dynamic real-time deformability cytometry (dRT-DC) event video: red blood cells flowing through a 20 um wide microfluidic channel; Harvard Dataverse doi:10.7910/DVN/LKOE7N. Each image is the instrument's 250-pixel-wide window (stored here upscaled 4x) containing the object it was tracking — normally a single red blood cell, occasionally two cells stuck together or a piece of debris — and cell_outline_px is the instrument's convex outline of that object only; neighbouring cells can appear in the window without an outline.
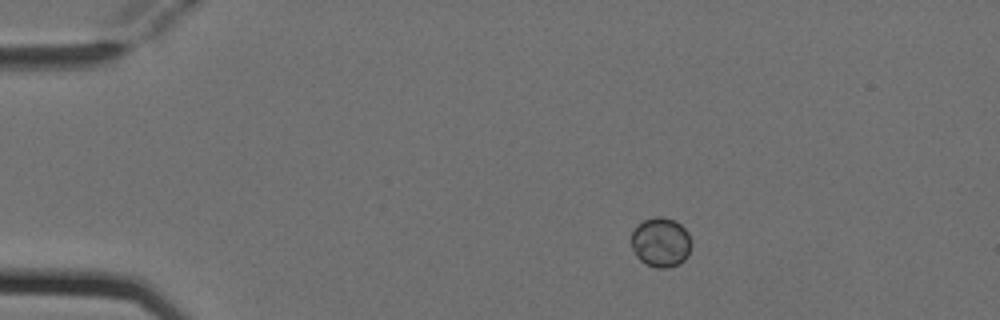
{"species": "Egyptian fruit bat (a non-hibernating species)", "species_latin": "Rousettus aegyptiacus", "temperature_condition": "cold", "stored_images_in_passage": 4, "camera_frame_rate_fps": 3000, "um_per_image_px": 0.085, "animal": {"sex": "female"}, "frame": {"image": 1, "passage_image": 1, "time_ms": 0.0, "image_size_px": [1000, 320], "cell_outline_px": [[692, 244], [688, 256], [684, 260], [668, 268], [656, 268], [640, 260], [636, 256], [632, 248], [632, 232], [636, 224], [644, 220], [656, 216], [660, 216], [672, 220], [680, 224], [688, 232]], "centroid_in_image_um": [56.17, 20.59], "position_along_channel_um": 28.8, "area_um2": 17.34}}
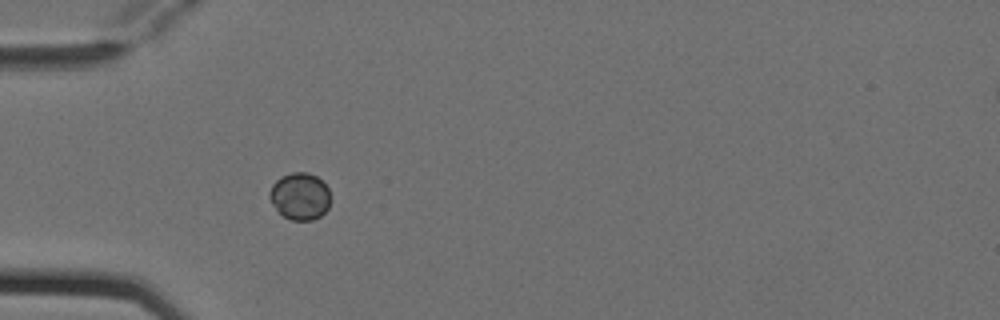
{"frame": {"image": 2, "passage_image": 3, "time_ms": 0.667, "image_size_px": [1000, 320], "cell_outline_px": [[328, 208], [320, 216], [312, 220], [292, 220], [284, 216], [272, 204], [268, 196], [268, 192], [272, 184], [280, 176], [292, 172], [308, 172], [316, 176], [328, 188]], "centroid_in_image_um": [25.45, 16.66], "position_along_channel_um": 59.5, "area_um2": 16.59}}
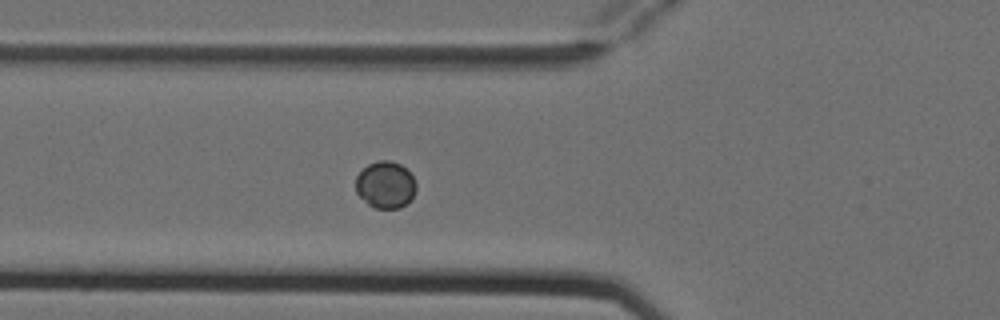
{"frame": {"image": 3, "passage_image": 4, "time_ms": 1.0, "image_size_px": [1000, 320], "cell_outline_px": [[416, 192], [400, 208], [372, 208], [356, 192], [356, 176], [368, 164], [380, 160], [388, 160], [400, 164], [412, 176], [416, 184]], "centroid_in_image_um": [32.75, 15.71], "position_along_channel_um": 93.1, "area_um2": 16.3}}